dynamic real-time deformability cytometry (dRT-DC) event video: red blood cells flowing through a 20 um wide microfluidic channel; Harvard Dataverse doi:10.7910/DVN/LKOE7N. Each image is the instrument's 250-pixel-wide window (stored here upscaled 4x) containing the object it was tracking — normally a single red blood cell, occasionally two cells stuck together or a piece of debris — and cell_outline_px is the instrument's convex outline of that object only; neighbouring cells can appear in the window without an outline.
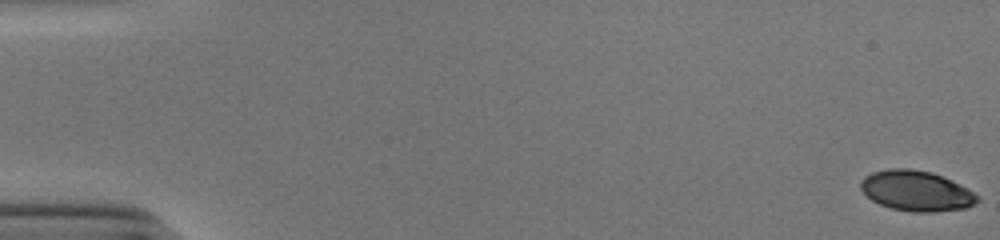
{"species": "human", "species_latin": "Homo sapiens", "temperature_condition": "cold", "stored_images_in_passage": 53, "camera_frame_rate_fps": 3000, "um_per_image_px": 0.085, "donor": {"sex": "male"}, "frame": {"image": 1, "passage_image": 1, "time_ms": 0.0, "image_size_px": [1000, 240], "cell_outline_px": [[980, 200], [976, 204], [964, 208], [932, 212], [912, 212], [892, 208], [880, 204], [872, 200], [860, 188], [860, 180], [864, 176], [872, 172], [888, 168], [908, 168], [932, 172], [980, 196]], "centroid_in_image_um": [77.85, 16.22], "position_along_channel_um": 7.2, "area_um2": 27.17}}
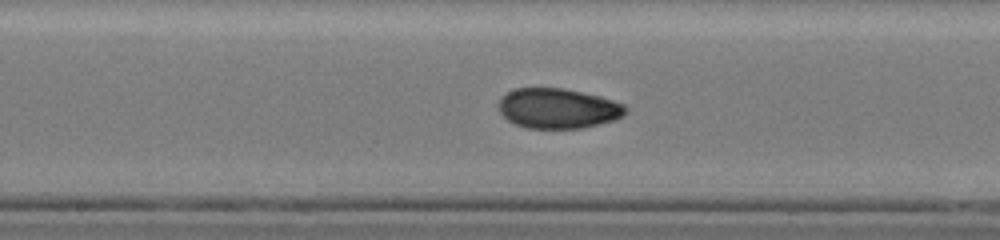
{"frame": {"image": 2, "passage_image": 29, "time_ms": 9.333, "image_size_px": [1000, 240], "cell_outline_px": [[628, 112], [624, 116], [600, 124], [584, 128], [528, 128], [516, 124], [508, 120], [500, 112], [500, 100], [508, 92], [516, 88], [564, 88], [612, 100], [624, 104], [628, 108]], "centroid_in_image_um": [47.46, 9.22], "position_along_channel_um": 200.7, "area_um2": 29.36}}
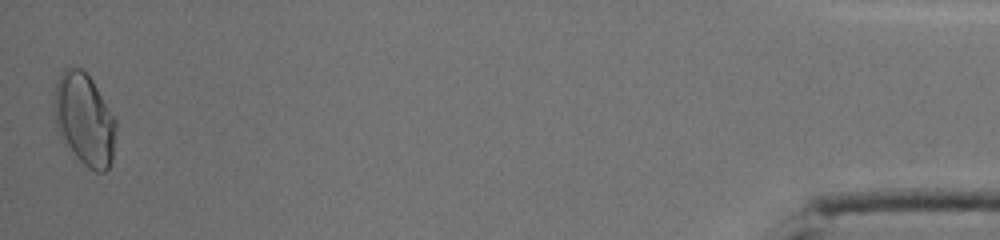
{"frame": {"image": 3, "passage_image": 53, "time_ms": 17.333, "image_size_px": [1000, 240], "cell_outline_px": [[116, 128], [112, 160], [108, 168], [104, 172], [96, 172], [88, 168], [64, 144], [56, 128], [52, 104], [56, 84], [60, 72], [64, 68], [80, 68], [92, 80], [116, 120]], "centroid_in_image_um": [7.14, 10.16], "position_along_channel_um": 428.1, "area_um2": 33.23}, "authors_computed_cell_mechanics": {"area_um2": 28.8422, "velocity_mm_per_s": 3.921, "shape_relaxation_time_tau1_ms": 6.4186, "shape_relaxation_time_tau2_ms": 1.3075, "deformation_change_tau1": 0.1848, "deformation_change_tau2": 0.0466}}